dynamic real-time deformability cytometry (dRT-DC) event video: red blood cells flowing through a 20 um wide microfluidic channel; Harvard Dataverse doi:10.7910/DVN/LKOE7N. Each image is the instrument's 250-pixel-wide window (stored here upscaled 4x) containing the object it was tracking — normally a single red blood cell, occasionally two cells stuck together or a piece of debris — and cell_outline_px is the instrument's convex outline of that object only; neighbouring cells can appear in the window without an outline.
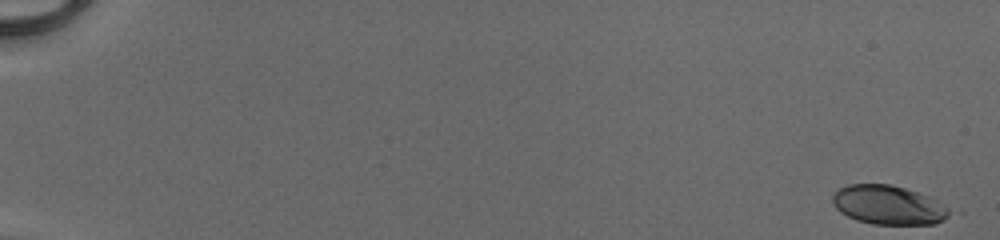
{"species": "human", "species_latin": "Homo sapiens", "temperature_condition": "cold", "stored_images_in_passage": 52, "camera_frame_rate_fps": 3000, "um_per_image_px": 0.085, "donor": {"sex": "male"}, "frame": {"image": 1, "passage_image": 1, "time_ms": 0.0, "image_size_px": [1000, 240], "cell_outline_px": [[964, 212], [936, 224], [872, 224], [856, 220], [840, 212], [832, 204], [832, 196], [840, 188], [848, 184], [888, 184], [904, 188], [928, 196], [960, 208]], "centroid_in_image_um": [75.73, 17.45], "position_along_channel_um": 9.3, "area_um2": 27.74}}
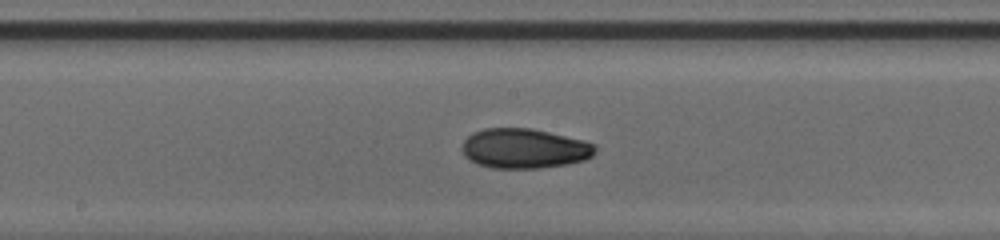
{"frame": {"image": 2, "passage_image": 30, "time_ms": 9.667, "image_size_px": [1000, 240], "cell_outline_px": [[596, 152], [592, 156], [584, 160], [568, 164], [536, 168], [492, 168], [476, 164], [468, 160], [464, 156], [460, 148], [464, 140], [472, 132], [484, 128], [532, 128], [584, 140], [592, 144], [596, 148]], "centroid_in_image_um": [44.52, 12.62], "position_along_channel_um": 203.7, "area_um2": 31.15}}
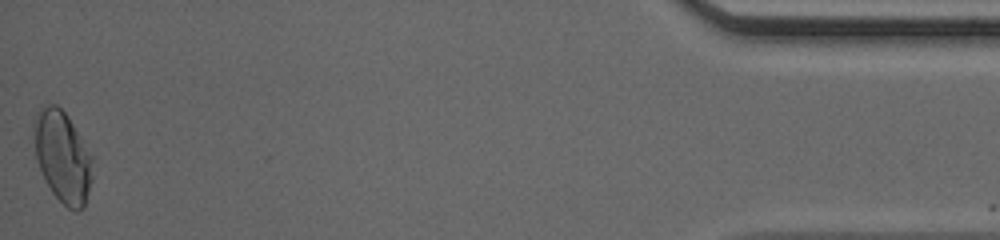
{"frame": {"image": 3, "passage_image": 52, "time_ms": 17.0, "image_size_px": [1000, 240], "cell_outline_px": [[92, 180], [84, 208], [76, 212], [68, 208], [52, 192], [36, 160], [32, 128], [32, 120], [40, 104], [56, 104], [68, 116], [92, 156]], "centroid_in_image_um": [5.29, 13.27], "position_along_channel_um": 429.9, "area_um2": 31.5}, "authors_computed_cell_mechanics": {"area_um2": 29.1601, "velocity_mm_per_s": 4.1505, "shape_relaxation_time_tau1_ms": 4.9406, "shape_relaxation_time_tau2_ms": 2.2872, "deformation_change_tau1": 0.1671, "deformation_change_tau2": 0.0626}}